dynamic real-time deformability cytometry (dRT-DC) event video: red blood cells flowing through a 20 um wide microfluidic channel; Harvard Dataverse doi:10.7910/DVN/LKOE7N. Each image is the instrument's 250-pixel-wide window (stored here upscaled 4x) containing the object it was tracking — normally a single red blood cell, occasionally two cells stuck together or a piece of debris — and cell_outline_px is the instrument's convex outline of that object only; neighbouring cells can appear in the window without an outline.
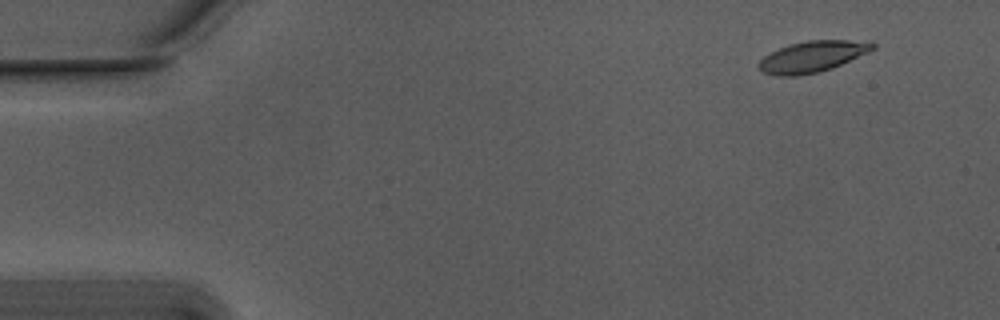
{"species": "Egyptian fruit bat (a non-hibernating species)", "species_latin": "Rousettus aegyptiacus", "temperature_condition": "warm", "stored_images_in_passage": 52, "camera_frame_rate_fps": 3000, "um_per_image_px": 0.085, "animal": {"sex": "male"}, "frame": {"image": 1, "passage_image": 1, "time_ms": 0.0, "image_size_px": [1000, 320], "cell_outline_px": [[876, 48], [868, 52], [832, 68], [816, 72], [796, 76], [776, 76], [764, 72], [756, 64], [764, 56], [788, 44], [808, 40], [872, 40], [876, 44]], "centroid_in_image_um": [69.09, 4.79], "position_along_channel_um": 15.9, "area_um2": 20.69}}
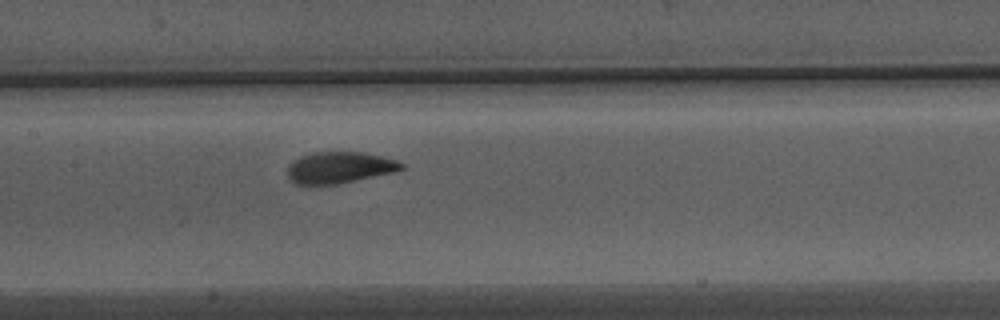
{"frame": {"image": 2, "passage_image": 23, "time_ms": 7.333, "image_size_px": [1000, 320], "cell_outline_px": [[404, 168], [396, 172], [336, 184], [296, 184], [288, 176], [288, 164], [300, 156], [312, 152], [364, 152], [396, 160], [404, 164]], "centroid_in_image_um": [28.87, 14.23], "position_along_channel_um": 178.5, "area_um2": 20.81}}
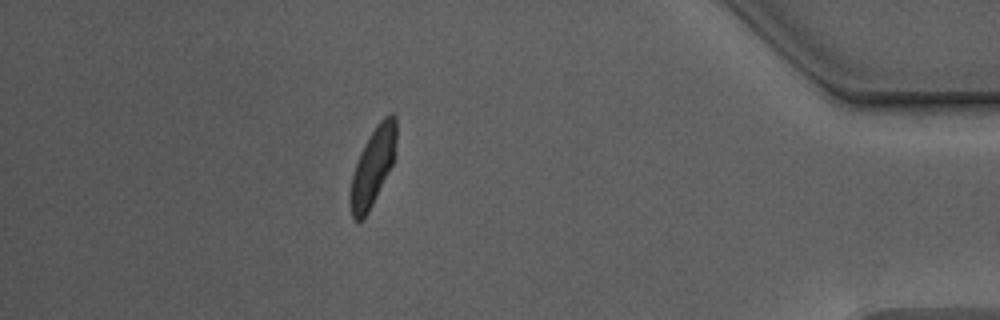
{"frame": {"image": 3, "passage_image": 45, "time_ms": 14.667, "image_size_px": [1000, 320], "cell_outline_px": [[396, 156], [368, 212], [360, 220], [356, 220], [352, 216], [352, 176], [360, 152], [364, 144], [380, 120], [384, 116], [392, 112], [396, 116]], "centroid_in_image_um": [31.75, 14.05], "position_along_channel_um": 403.5, "area_um2": 20.06}, "authors_computed_cell_mechanics": {"area_um2": 20.808, "velocity_mm_per_s": 3.7268, "shape_relaxation_time_tau1_ms": 2.5747, "shape_relaxation_time_tau2_ms": 0.9451, "deformation_change_tau1": 0.1354, "deformation_change_tau2": 0.0687}}